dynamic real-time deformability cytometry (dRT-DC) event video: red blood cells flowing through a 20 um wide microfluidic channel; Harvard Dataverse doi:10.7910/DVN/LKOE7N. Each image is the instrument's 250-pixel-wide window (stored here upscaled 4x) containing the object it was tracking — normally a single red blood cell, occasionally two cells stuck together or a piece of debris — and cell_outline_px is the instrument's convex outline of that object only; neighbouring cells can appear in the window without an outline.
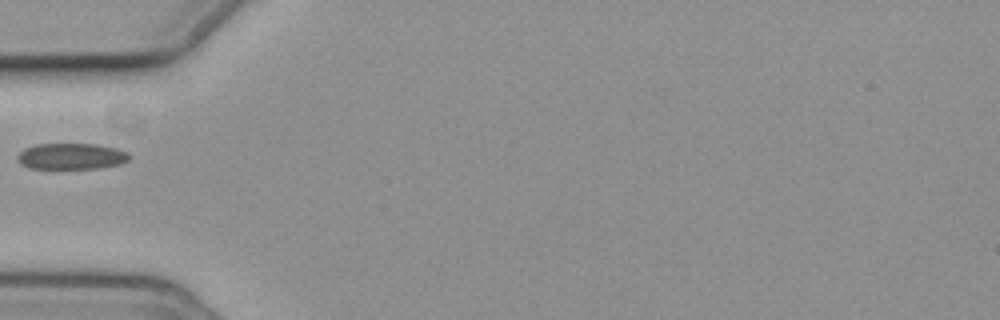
{"species": "common noctule bat (a hibernating species)", "species_latin": "Nyctalus noctula", "temperature_condition": "cold", "stored_images_in_passage": 2, "camera_frame_rate_fps": 3000, "um_per_image_px": 0.085, "animal": {"sex": "female", "body_mass_g": 19.3, "forearm_length_mm": 54.1}, "frame": {"image": 1, "passage_image": 2, "time_ms": 1.0, "image_size_px": [1000, 320], "cell_outline_px": [[132, 156], [128, 160], [120, 164], [100, 168], [28, 168], [20, 164], [16, 160], [16, 156], [24, 148], [36, 144], [96, 144], [116, 148], [128, 152]], "centroid_in_image_um": [6.05, 13.28], "position_along_channel_um": 78.9, "area_um2": 17.17}}